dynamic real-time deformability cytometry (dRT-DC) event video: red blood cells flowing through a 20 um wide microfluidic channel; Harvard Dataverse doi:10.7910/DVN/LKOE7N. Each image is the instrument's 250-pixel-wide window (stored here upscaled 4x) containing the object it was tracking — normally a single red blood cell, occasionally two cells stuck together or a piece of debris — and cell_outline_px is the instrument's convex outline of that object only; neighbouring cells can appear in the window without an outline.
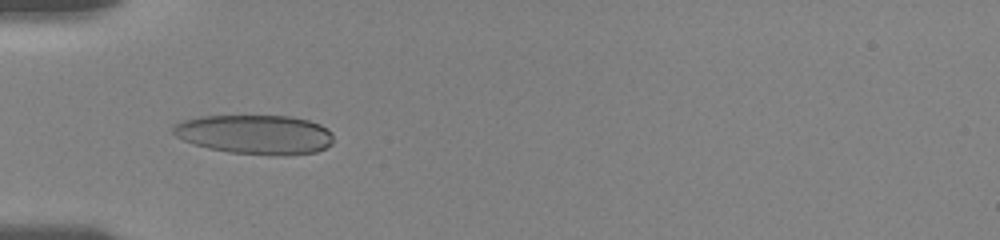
{"species": "human", "species_latin": "Homo sapiens", "temperature_condition": "room temperature", "stored_images_in_passage": 31, "camera_frame_rate_fps": 3000, "um_per_image_px": 0.085, "donor": {"sex": "female"}, "frame": {"image": 1, "passage_image": 14, "time_ms": 5.667, "image_size_px": [1000, 240], "cell_outline_px": [[332, 144], [316, 152], [276, 156], [228, 152], [208, 148], [184, 140], [176, 136], [172, 132], [172, 124], [184, 120], [200, 116], [292, 116], [308, 120], [320, 124], [332, 132]], "centroid_in_image_um": [21.68, 11.43], "position_along_channel_um": 63.3, "area_um2": 36.88}}
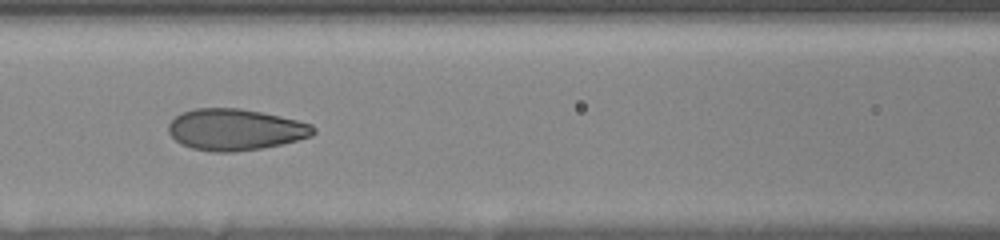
{"frame": {"image": 2, "passage_image": 19, "time_ms": 8.0, "image_size_px": [1000, 240], "cell_outline_px": [[316, 132], [312, 136], [280, 144], [260, 148], [232, 152], [212, 152], [192, 148], [180, 144], [168, 132], [168, 124], [180, 112], [196, 108], [240, 108], [280, 116], [312, 124], [316, 128]], "centroid_in_image_um": [19.98, 11.01], "position_along_channel_um": 146.6, "area_um2": 34.91}}
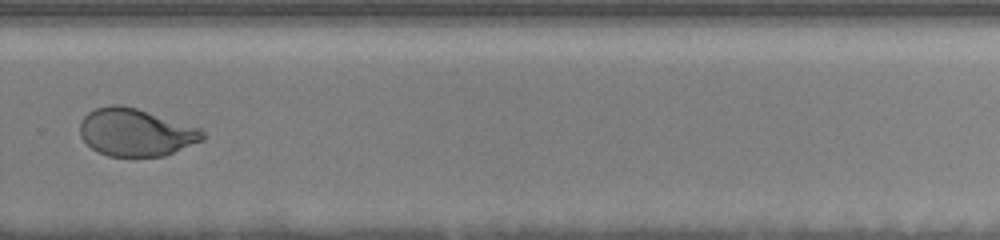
{"frame": {"image": 3, "passage_image": 29, "time_ms": 12.667, "image_size_px": [1000, 240], "cell_outline_px": [[204, 140], [164, 156], [108, 156], [96, 152], [80, 136], [80, 120], [88, 112], [96, 108], [112, 104], [120, 104], [136, 108], [200, 128], [204, 132]], "centroid_in_image_um": [11.52, 11.25], "position_along_channel_um": 318.3, "area_um2": 33.99}}